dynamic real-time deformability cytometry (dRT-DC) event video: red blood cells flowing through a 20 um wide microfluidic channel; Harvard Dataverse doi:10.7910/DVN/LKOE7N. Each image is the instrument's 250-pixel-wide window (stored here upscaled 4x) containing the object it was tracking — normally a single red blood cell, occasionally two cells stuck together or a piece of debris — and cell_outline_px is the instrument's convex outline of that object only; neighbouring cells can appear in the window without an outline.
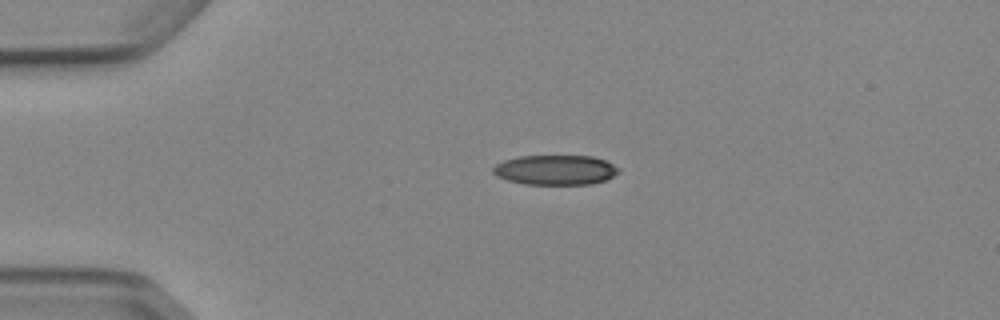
{"species": "Egyptian fruit bat (a non-hibernating species)", "species_latin": "Rousettus aegyptiacus", "temperature_condition": "cold", "stored_images_in_passage": 41, "camera_frame_rate_fps": 3000, "um_per_image_px": 0.085, "animal": {"sex": "female"}, "frame": {"image": 1, "passage_image": 1, "time_ms": 0.0, "image_size_px": [1000, 320], "cell_outline_px": [[620, 172], [604, 180], [592, 184], [524, 184], [508, 180], [496, 176], [492, 172], [492, 168], [496, 164], [504, 160], [520, 156], [592, 156], [604, 160], [620, 168]], "centroid_in_image_um": [47.19, 14.44], "position_along_channel_um": 37.8, "area_um2": 21.79}}
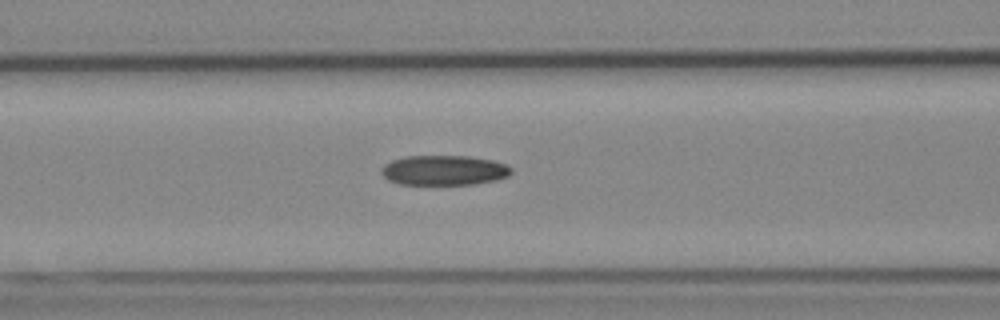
{"frame": {"image": 2, "passage_image": 11, "time_ms": 3.333, "image_size_px": [1000, 320], "cell_outline_px": [[512, 172], [508, 176], [496, 180], [476, 184], [400, 184], [388, 180], [380, 172], [380, 168], [384, 164], [392, 160], [404, 156], [468, 156], [492, 160], [508, 164], [512, 168]], "centroid_in_image_um": [37.74, 14.47], "position_along_channel_um": 128.9, "area_um2": 22.83}}
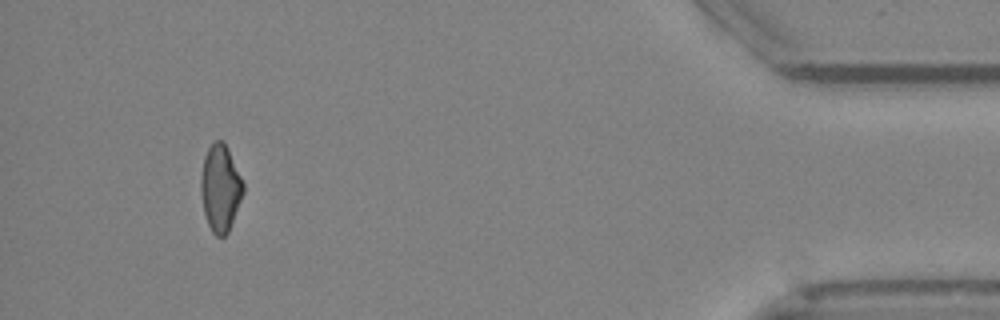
{"frame": {"image": 3, "passage_image": 38, "time_ms": 12.333, "image_size_px": [1000, 320], "cell_outline_px": [[244, 192], [228, 232], [224, 236], [216, 236], [212, 232], [208, 224], [204, 212], [200, 192], [200, 176], [204, 156], [208, 148], [216, 140], [224, 140], [228, 148], [244, 184]], "centroid_in_image_um": [18.72, 15.97], "position_along_channel_um": 416.5, "area_um2": 21.44}, "authors_computed_cell_mechanics": {"area_um2": 22.5998, "velocity_mm_per_s": 3.9012, "shape_relaxation_time_tau1_ms": null, "shape_relaxation_time_tau2_ms": 7.8696, "deformation_change_tau1": null, "deformation_change_tau2": 0.1663}}